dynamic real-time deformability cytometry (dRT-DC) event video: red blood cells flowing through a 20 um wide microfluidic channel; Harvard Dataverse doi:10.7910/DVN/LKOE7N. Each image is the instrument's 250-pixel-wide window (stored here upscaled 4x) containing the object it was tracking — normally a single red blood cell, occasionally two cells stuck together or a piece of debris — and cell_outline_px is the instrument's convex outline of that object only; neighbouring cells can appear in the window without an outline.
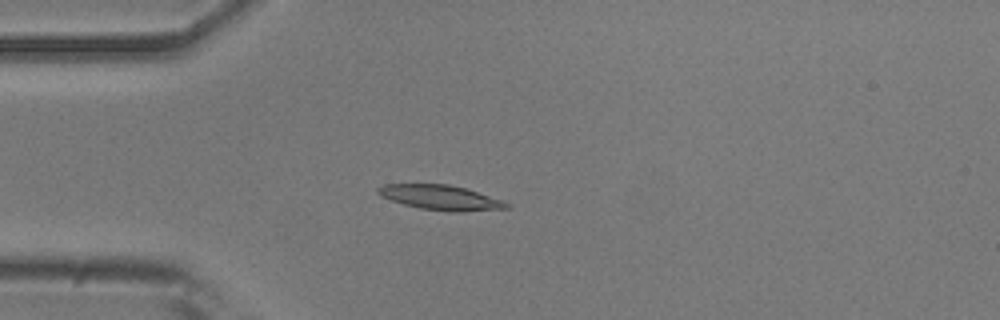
{"species": "common noctule bat (a hibernating species)", "species_latin": "Nyctalus noctula", "temperature_condition": "room temperature", "stored_images_in_passage": 50, "camera_frame_rate_fps": 3000, "um_per_image_px": 0.085, "animal": {"sex": "male", "body_mass_g": 20.5, "forearm_length_mm": 52.5}, "frame": {"image": 1, "passage_image": 10, "time_ms": 3.0, "image_size_px": [1000, 320], "cell_outline_px": [[512, 204], [508, 208], [464, 212], [452, 212], [420, 208], [404, 204], [380, 196], [376, 192], [376, 188], [384, 184], [448, 184], [464, 188], [504, 200]], "centroid_in_image_um": [37.47, 16.79], "position_along_channel_um": 47.5, "area_um2": 18.67}}
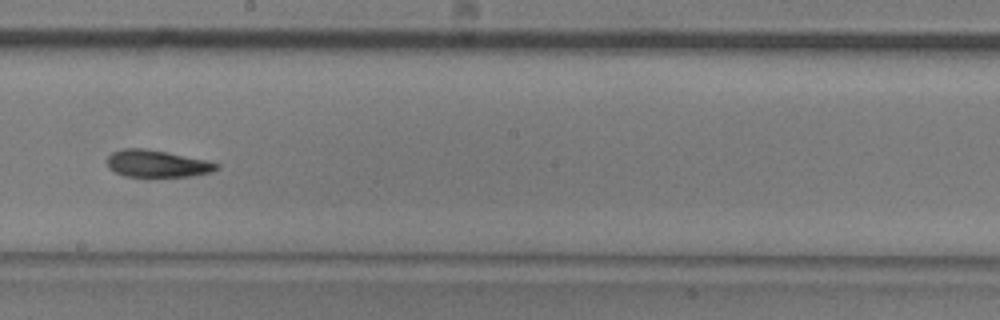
{"frame": {"image": 2, "passage_image": 26, "time_ms": 8.333, "image_size_px": [1000, 320], "cell_outline_px": [[220, 168], [212, 172], [192, 176], [124, 176], [108, 168], [108, 156], [112, 152], [120, 148], [144, 148], [204, 160], [220, 164]], "centroid_in_image_um": [13.33, 13.91], "position_along_channel_um": 234.9, "area_um2": 17.05}}
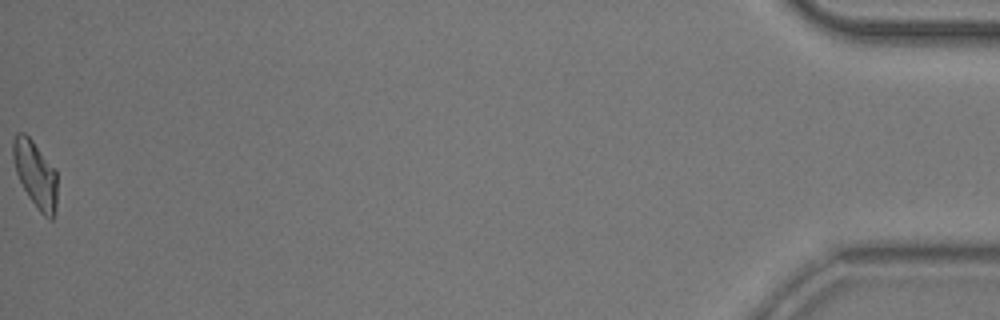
{"frame": {"image": 3, "passage_image": 50, "time_ms": 16.333, "image_size_px": [1000, 320], "cell_outline_px": [[56, 208], [52, 220], [48, 220], [40, 212], [28, 196], [16, 172], [12, 156], [12, 140], [16, 132], [24, 132], [32, 140], [56, 168]], "centroid_in_image_um": [3.01, 14.78], "position_along_channel_um": 432.2, "area_um2": 17.28}, "authors_computed_cell_mechanics": {"area_um2": 17.8891, "velocity_mm_per_s": 3.747, "shape_relaxation_time_tau1_ms": 5.01, "shape_relaxation_time_tau2_ms": 2.1988, "deformation_change_tau1": 0.1562, "deformation_change_tau2": 0.0927}}